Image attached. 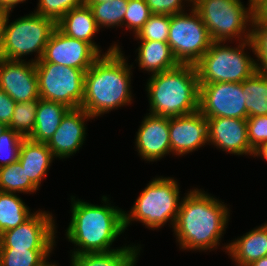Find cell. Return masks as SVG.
I'll list each match as a JSON object with an SVG mask.
<instances>
[{
  "label": "cell",
  "instance_id": "9c48e42d",
  "mask_svg": "<svg viewBox=\"0 0 267 266\" xmlns=\"http://www.w3.org/2000/svg\"><path fill=\"white\" fill-rule=\"evenodd\" d=\"M167 43L179 64H195L213 43L200 15L191 12L170 15Z\"/></svg>",
  "mask_w": 267,
  "mask_h": 266
},
{
  "label": "cell",
  "instance_id": "d590c367",
  "mask_svg": "<svg viewBox=\"0 0 267 266\" xmlns=\"http://www.w3.org/2000/svg\"><path fill=\"white\" fill-rule=\"evenodd\" d=\"M246 120L248 140L254 150L260 144L267 142V115L248 117Z\"/></svg>",
  "mask_w": 267,
  "mask_h": 266
},
{
  "label": "cell",
  "instance_id": "8d00e7d4",
  "mask_svg": "<svg viewBox=\"0 0 267 266\" xmlns=\"http://www.w3.org/2000/svg\"><path fill=\"white\" fill-rule=\"evenodd\" d=\"M186 1L193 4L191 0H145L151 13L159 15H174L184 12L183 6Z\"/></svg>",
  "mask_w": 267,
  "mask_h": 266
},
{
  "label": "cell",
  "instance_id": "e575fe53",
  "mask_svg": "<svg viewBox=\"0 0 267 266\" xmlns=\"http://www.w3.org/2000/svg\"><path fill=\"white\" fill-rule=\"evenodd\" d=\"M251 28L257 70L267 73V24L253 21Z\"/></svg>",
  "mask_w": 267,
  "mask_h": 266
},
{
  "label": "cell",
  "instance_id": "ffe728a7",
  "mask_svg": "<svg viewBox=\"0 0 267 266\" xmlns=\"http://www.w3.org/2000/svg\"><path fill=\"white\" fill-rule=\"evenodd\" d=\"M54 156L46 143L35 142L24 138L18 160L28 179L39 189L41 182L51 166Z\"/></svg>",
  "mask_w": 267,
  "mask_h": 266
},
{
  "label": "cell",
  "instance_id": "5bb4252c",
  "mask_svg": "<svg viewBox=\"0 0 267 266\" xmlns=\"http://www.w3.org/2000/svg\"><path fill=\"white\" fill-rule=\"evenodd\" d=\"M0 88L16 103L40 99L35 62L0 58Z\"/></svg>",
  "mask_w": 267,
  "mask_h": 266
},
{
  "label": "cell",
  "instance_id": "8992f818",
  "mask_svg": "<svg viewBox=\"0 0 267 266\" xmlns=\"http://www.w3.org/2000/svg\"><path fill=\"white\" fill-rule=\"evenodd\" d=\"M224 44L225 42H213L207 52L194 64L199 84L240 83L257 71L256 60L245 53L246 46L255 53L251 39L239 41L237 47Z\"/></svg>",
  "mask_w": 267,
  "mask_h": 266
},
{
  "label": "cell",
  "instance_id": "d6a6232c",
  "mask_svg": "<svg viewBox=\"0 0 267 266\" xmlns=\"http://www.w3.org/2000/svg\"><path fill=\"white\" fill-rule=\"evenodd\" d=\"M152 15L145 0H128L127 11L123 20L126 29L136 35Z\"/></svg>",
  "mask_w": 267,
  "mask_h": 266
},
{
  "label": "cell",
  "instance_id": "603a6c76",
  "mask_svg": "<svg viewBox=\"0 0 267 266\" xmlns=\"http://www.w3.org/2000/svg\"><path fill=\"white\" fill-rule=\"evenodd\" d=\"M70 110L60 102L39 99L34 131L29 137L35 142L47 143L58 129L62 118Z\"/></svg>",
  "mask_w": 267,
  "mask_h": 266
},
{
  "label": "cell",
  "instance_id": "4316f807",
  "mask_svg": "<svg viewBox=\"0 0 267 266\" xmlns=\"http://www.w3.org/2000/svg\"><path fill=\"white\" fill-rule=\"evenodd\" d=\"M89 6L100 30L103 27H122L128 0H112L102 3H85Z\"/></svg>",
  "mask_w": 267,
  "mask_h": 266
},
{
  "label": "cell",
  "instance_id": "836d02e7",
  "mask_svg": "<svg viewBox=\"0 0 267 266\" xmlns=\"http://www.w3.org/2000/svg\"><path fill=\"white\" fill-rule=\"evenodd\" d=\"M23 139L24 137L10 128L0 136V168L18 160Z\"/></svg>",
  "mask_w": 267,
  "mask_h": 266
},
{
  "label": "cell",
  "instance_id": "7a4b0ae2",
  "mask_svg": "<svg viewBox=\"0 0 267 266\" xmlns=\"http://www.w3.org/2000/svg\"><path fill=\"white\" fill-rule=\"evenodd\" d=\"M118 44H113L85 72L81 107L93 118L132 103L131 68Z\"/></svg>",
  "mask_w": 267,
  "mask_h": 266
},
{
  "label": "cell",
  "instance_id": "7dc6e473",
  "mask_svg": "<svg viewBox=\"0 0 267 266\" xmlns=\"http://www.w3.org/2000/svg\"><path fill=\"white\" fill-rule=\"evenodd\" d=\"M45 266H57L55 263L54 264H50V262H48Z\"/></svg>",
  "mask_w": 267,
  "mask_h": 266
},
{
  "label": "cell",
  "instance_id": "ba28073f",
  "mask_svg": "<svg viewBox=\"0 0 267 266\" xmlns=\"http://www.w3.org/2000/svg\"><path fill=\"white\" fill-rule=\"evenodd\" d=\"M10 13L7 14L4 23L0 58L23 60V56L35 52L37 54L32 61L38 62L43 56L50 35L56 28V23L35 12L9 23Z\"/></svg>",
  "mask_w": 267,
  "mask_h": 266
},
{
  "label": "cell",
  "instance_id": "ac0fdd59",
  "mask_svg": "<svg viewBox=\"0 0 267 266\" xmlns=\"http://www.w3.org/2000/svg\"><path fill=\"white\" fill-rule=\"evenodd\" d=\"M135 145L145 161H157L171 153L169 118L148 113L140 125Z\"/></svg>",
  "mask_w": 267,
  "mask_h": 266
},
{
  "label": "cell",
  "instance_id": "d6986e66",
  "mask_svg": "<svg viewBox=\"0 0 267 266\" xmlns=\"http://www.w3.org/2000/svg\"><path fill=\"white\" fill-rule=\"evenodd\" d=\"M223 247L237 266H248L267 256V223L246 232Z\"/></svg>",
  "mask_w": 267,
  "mask_h": 266
},
{
  "label": "cell",
  "instance_id": "e0dca14e",
  "mask_svg": "<svg viewBox=\"0 0 267 266\" xmlns=\"http://www.w3.org/2000/svg\"><path fill=\"white\" fill-rule=\"evenodd\" d=\"M208 142L234 155L253 156L247 132V120L238 118H207Z\"/></svg>",
  "mask_w": 267,
  "mask_h": 266
},
{
  "label": "cell",
  "instance_id": "7402d4cb",
  "mask_svg": "<svg viewBox=\"0 0 267 266\" xmlns=\"http://www.w3.org/2000/svg\"><path fill=\"white\" fill-rule=\"evenodd\" d=\"M136 49L139 69H144L152 75L176 68L179 63L174 58L167 42L140 40Z\"/></svg>",
  "mask_w": 267,
  "mask_h": 266
},
{
  "label": "cell",
  "instance_id": "b9f144b4",
  "mask_svg": "<svg viewBox=\"0 0 267 266\" xmlns=\"http://www.w3.org/2000/svg\"><path fill=\"white\" fill-rule=\"evenodd\" d=\"M8 13L9 12L7 10L0 8V46L3 39L4 23Z\"/></svg>",
  "mask_w": 267,
  "mask_h": 266
},
{
  "label": "cell",
  "instance_id": "6da1fadb",
  "mask_svg": "<svg viewBox=\"0 0 267 266\" xmlns=\"http://www.w3.org/2000/svg\"><path fill=\"white\" fill-rule=\"evenodd\" d=\"M204 192L192 189L181 198L173 226L180 249L211 251L220 245L230 210L224 202Z\"/></svg>",
  "mask_w": 267,
  "mask_h": 266
},
{
  "label": "cell",
  "instance_id": "74e56055",
  "mask_svg": "<svg viewBox=\"0 0 267 266\" xmlns=\"http://www.w3.org/2000/svg\"><path fill=\"white\" fill-rule=\"evenodd\" d=\"M16 102L0 88V122L10 124Z\"/></svg>",
  "mask_w": 267,
  "mask_h": 266
},
{
  "label": "cell",
  "instance_id": "60d3db41",
  "mask_svg": "<svg viewBox=\"0 0 267 266\" xmlns=\"http://www.w3.org/2000/svg\"><path fill=\"white\" fill-rule=\"evenodd\" d=\"M261 157L267 161V142L260 144L256 149H254L253 157Z\"/></svg>",
  "mask_w": 267,
  "mask_h": 266
},
{
  "label": "cell",
  "instance_id": "5b68a950",
  "mask_svg": "<svg viewBox=\"0 0 267 266\" xmlns=\"http://www.w3.org/2000/svg\"><path fill=\"white\" fill-rule=\"evenodd\" d=\"M179 186L172 177L153 178L142 190L129 213L124 211V229L132 221H139L152 230L163 227L168 221L173 227L181 203Z\"/></svg>",
  "mask_w": 267,
  "mask_h": 266
},
{
  "label": "cell",
  "instance_id": "d4e9b609",
  "mask_svg": "<svg viewBox=\"0 0 267 266\" xmlns=\"http://www.w3.org/2000/svg\"><path fill=\"white\" fill-rule=\"evenodd\" d=\"M247 118L267 115V73L255 71L242 82Z\"/></svg>",
  "mask_w": 267,
  "mask_h": 266
},
{
  "label": "cell",
  "instance_id": "f546056e",
  "mask_svg": "<svg viewBox=\"0 0 267 266\" xmlns=\"http://www.w3.org/2000/svg\"><path fill=\"white\" fill-rule=\"evenodd\" d=\"M39 99L16 103L8 128L24 138H29L34 131Z\"/></svg>",
  "mask_w": 267,
  "mask_h": 266
},
{
  "label": "cell",
  "instance_id": "4dcf8cb0",
  "mask_svg": "<svg viewBox=\"0 0 267 266\" xmlns=\"http://www.w3.org/2000/svg\"><path fill=\"white\" fill-rule=\"evenodd\" d=\"M170 26V15L152 14L148 21L135 35L138 40L167 42Z\"/></svg>",
  "mask_w": 267,
  "mask_h": 266
},
{
  "label": "cell",
  "instance_id": "f35d334b",
  "mask_svg": "<svg viewBox=\"0 0 267 266\" xmlns=\"http://www.w3.org/2000/svg\"><path fill=\"white\" fill-rule=\"evenodd\" d=\"M253 21H260L267 24V0H261L254 7V19Z\"/></svg>",
  "mask_w": 267,
  "mask_h": 266
},
{
  "label": "cell",
  "instance_id": "30bf717a",
  "mask_svg": "<svg viewBox=\"0 0 267 266\" xmlns=\"http://www.w3.org/2000/svg\"><path fill=\"white\" fill-rule=\"evenodd\" d=\"M35 68L41 99L60 102L70 109L81 107L87 70L52 62H36Z\"/></svg>",
  "mask_w": 267,
  "mask_h": 266
},
{
  "label": "cell",
  "instance_id": "52a82bcc",
  "mask_svg": "<svg viewBox=\"0 0 267 266\" xmlns=\"http://www.w3.org/2000/svg\"><path fill=\"white\" fill-rule=\"evenodd\" d=\"M242 3L240 0H195L189 6L200 15L213 42L235 38L238 42L252 38L250 27L254 19V7H245Z\"/></svg>",
  "mask_w": 267,
  "mask_h": 266
},
{
  "label": "cell",
  "instance_id": "cb8c5ba5",
  "mask_svg": "<svg viewBox=\"0 0 267 266\" xmlns=\"http://www.w3.org/2000/svg\"><path fill=\"white\" fill-rule=\"evenodd\" d=\"M140 245H128L107 252L70 254L71 266H135Z\"/></svg>",
  "mask_w": 267,
  "mask_h": 266
},
{
  "label": "cell",
  "instance_id": "f1b7e54d",
  "mask_svg": "<svg viewBox=\"0 0 267 266\" xmlns=\"http://www.w3.org/2000/svg\"><path fill=\"white\" fill-rule=\"evenodd\" d=\"M52 251L0 249L1 266H45Z\"/></svg>",
  "mask_w": 267,
  "mask_h": 266
},
{
  "label": "cell",
  "instance_id": "1f68e13d",
  "mask_svg": "<svg viewBox=\"0 0 267 266\" xmlns=\"http://www.w3.org/2000/svg\"><path fill=\"white\" fill-rule=\"evenodd\" d=\"M37 9L34 11L45 18L57 23L68 11L78 8L85 0H38Z\"/></svg>",
  "mask_w": 267,
  "mask_h": 266
},
{
  "label": "cell",
  "instance_id": "44dd1931",
  "mask_svg": "<svg viewBox=\"0 0 267 266\" xmlns=\"http://www.w3.org/2000/svg\"><path fill=\"white\" fill-rule=\"evenodd\" d=\"M56 27L66 36L90 43L100 54V47L94 43V35L99 31L91 9L85 3L68 11Z\"/></svg>",
  "mask_w": 267,
  "mask_h": 266
},
{
  "label": "cell",
  "instance_id": "4fadbf2b",
  "mask_svg": "<svg viewBox=\"0 0 267 266\" xmlns=\"http://www.w3.org/2000/svg\"><path fill=\"white\" fill-rule=\"evenodd\" d=\"M101 54L88 42L66 36L57 27L53 30L38 62H52L88 70Z\"/></svg>",
  "mask_w": 267,
  "mask_h": 266
},
{
  "label": "cell",
  "instance_id": "277c9868",
  "mask_svg": "<svg viewBox=\"0 0 267 266\" xmlns=\"http://www.w3.org/2000/svg\"><path fill=\"white\" fill-rule=\"evenodd\" d=\"M146 91L151 114L172 118L198 111L199 81L194 64H179L151 75Z\"/></svg>",
  "mask_w": 267,
  "mask_h": 266
},
{
  "label": "cell",
  "instance_id": "8fae6325",
  "mask_svg": "<svg viewBox=\"0 0 267 266\" xmlns=\"http://www.w3.org/2000/svg\"><path fill=\"white\" fill-rule=\"evenodd\" d=\"M55 229L52 213L36 211L18 227L0 234V249L53 250Z\"/></svg>",
  "mask_w": 267,
  "mask_h": 266
},
{
  "label": "cell",
  "instance_id": "ee69618b",
  "mask_svg": "<svg viewBox=\"0 0 267 266\" xmlns=\"http://www.w3.org/2000/svg\"><path fill=\"white\" fill-rule=\"evenodd\" d=\"M112 0H85V3H102V2H111Z\"/></svg>",
  "mask_w": 267,
  "mask_h": 266
},
{
  "label": "cell",
  "instance_id": "3957f363",
  "mask_svg": "<svg viewBox=\"0 0 267 266\" xmlns=\"http://www.w3.org/2000/svg\"><path fill=\"white\" fill-rule=\"evenodd\" d=\"M103 205H94L71 197V220L66 230L68 241L75 247L71 254L107 252L112 243L125 231L124 211L111 206L107 196Z\"/></svg>",
  "mask_w": 267,
  "mask_h": 266
},
{
  "label": "cell",
  "instance_id": "484cf974",
  "mask_svg": "<svg viewBox=\"0 0 267 266\" xmlns=\"http://www.w3.org/2000/svg\"><path fill=\"white\" fill-rule=\"evenodd\" d=\"M17 195L0 191V234L18 227L34 214Z\"/></svg>",
  "mask_w": 267,
  "mask_h": 266
},
{
  "label": "cell",
  "instance_id": "ab89813d",
  "mask_svg": "<svg viewBox=\"0 0 267 266\" xmlns=\"http://www.w3.org/2000/svg\"><path fill=\"white\" fill-rule=\"evenodd\" d=\"M26 2V0H0V8L7 10L8 12H12L15 6L19 3Z\"/></svg>",
  "mask_w": 267,
  "mask_h": 266
},
{
  "label": "cell",
  "instance_id": "83f0119b",
  "mask_svg": "<svg viewBox=\"0 0 267 266\" xmlns=\"http://www.w3.org/2000/svg\"><path fill=\"white\" fill-rule=\"evenodd\" d=\"M38 188L28 179L19 160L0 168V191L34 193Z\"/></svg>",
  "mask_w": 267,
  "mask_h": 266
},
{
  "label": "cell",
  "instance_id": "2e32d148",
  "mask_svg": "<svg viewBox=\"0 0 267 266\" xmlns=\"http://www.w3.org/2000/svg\"><path fill=\"white\" fill-rule=\"evenodd\" d=\"M93 119L84 109H70L62 118L61 123L46 143L54 158H69L82 147L86 138V124Z\"/></svg>",
  "mask_w": 267,
  "mask_h": 266
},
{
  "label": "cell",
  "instance_id": "bcb514c9",
  "mask_svg": "<svg viewBox=\"0 0 267 266\" xmlns=\"http://www.w3.org/2000/svg\"><path fill=\"white\" fill-rule=\"evenodd\" d=\"M249 1V5H251L252 7H255L261 0H248Z\"/></svg>",
  "mask_w": 267,
  "mask_h": 266
},
{
  "label": "cell",
  "instance_id": "f6af8a7d",
  "mask_svg": "<svg viewBox=\"0 0 267 266\" xmlns=\"http://www.w3.org/2000/svg\"><path fill=\"white\" fill-rule=\"evenodd\" d=\"M8 126L0 122V136L6 131Z\"/></svg>",
  "mask_w": 267,
  "mask_h": 266
},
{
  "label": "cell",
  "instance_id": "7c38bea8",
  "mask_svg": "<svg viewBox=\"0 0 267 266\" xmlns=\"http://www.w3.org/2000/svg\"><path fill=\"white\" fill-rule=\"evenodd\" d=\"M242 82L199 84L198 110L206 118L247 119Z\"/></svg>",
  "mask_w": 267,
  "mask_h": 266
},
{
  "label": "cell",
  "instance_id": "9a60e30c",
  "mask_svg": "<svg viewBox=\"0 0 267 266\" xmlns=\"http://www.w3.org/2000/svg\"><path fill=\"white\" fill-rule=\"evenodd\" d=\"M171 153L179 156L209 144L207 118L198 110L169 118Z\"/></svg>",
  "mask_w": 267,
  "mask_h": 266
},
{
  "label": "cell",
  "instance_id": "7bdbcfd3",
  "mask_svg": "<svg viewBox=\"0 0 267 266\" xmlns=\"http://www.w3.org/2000/svg\"><path fill=\"white\" fill-rule=\"evenodd\" d=\"M248 266H267V256L262 257V258L258 259L257 261H254L253 263H251Z\"/></svg>",
  "mask_w": 267,
  "mask_h": 266
}]
</instances>
